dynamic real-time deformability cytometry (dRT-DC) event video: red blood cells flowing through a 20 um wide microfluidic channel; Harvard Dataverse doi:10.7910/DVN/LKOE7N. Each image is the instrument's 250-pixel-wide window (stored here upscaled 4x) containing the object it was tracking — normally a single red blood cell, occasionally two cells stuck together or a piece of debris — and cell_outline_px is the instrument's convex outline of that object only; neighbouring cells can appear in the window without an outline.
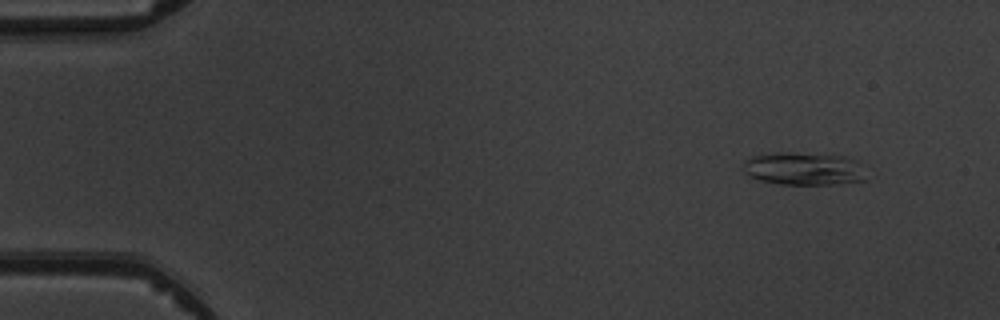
{"species": "common noctule bat (a hibernating species)", "species_latin": "Nyctalus noctula", "temperature_condition": "warm", "stored_images_in_passage": 3, "camera_frame_rate_fps": 3000, "um_per_image_px": 0.085, "animal": {"sex": "male", "body_mass_g": 19.5, "forearm_length_mm": 54.6}, "frame": {"image": 1, "passage_image": 1, "time_ms": 0.0, "image_size_px": [1000, 320], "cell_outline_px": [[868, 180], [840, 184], [780, 184], [760, 180], [748, 176], [744, 168], [744, 160], [752, 156], [780, 152], [792, 152], [844, 156], [852, 160]], "centroid_in_image_um": [68.26, 14.35], "position_along_channel_um": 16.7, "area_um2": 23.18}}